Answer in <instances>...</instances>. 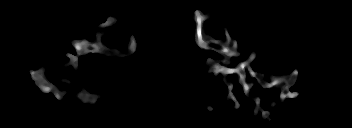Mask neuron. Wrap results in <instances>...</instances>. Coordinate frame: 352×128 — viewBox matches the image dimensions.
Returning a JSON list of instances; mask_svg holds the SVG:
<instances>
[{
  "label": "neuron",
  "instance_id": "1",
  "mask_svg": "<svg viewBox=\"0 0 352 128\" xmlns=\"http://www.w3.org/2000/svg\"><path fill=\"white\" fill-rule=\"evenodd\" d=\"M194 20L196 22V36H195V41L198 44V46L203 49V50H215L218 53L224 55L226 57V60H224V66H220L219 63H214L213 67H210L208 70V74L210 72H214V75L217 76L218 73H222L224 75V82L226 85L229 87V98H231L235 102V109L237 110V114H240V104L235 98V96L232 93V88L234 84L230 82L226 76L228 74L232 73H237L239 75V83L243 85L244 87V92L248 96L249 95V89L253 86V84H246L245 83V76L246 72L245 70L247 69L250 73L251 77L257 78L259 83L262 85L263 88H276L277 89L281 88L282 84H285V86L282 88V92L280 93V98L281 100H284L285 98H296L298 95H300V92H294L291 93L289 91V88L293 86L297 80V75H298V69H294V71L288 75V76H280V77H275L274 75L271 76L272 82L270 84L266 83L264 81V76L263 74L255 73L251 69V63L254 61L256 58V53L252 52L251 55L243 62H241L236 68H227V65L230 64V58H235L237 56H240L242 52H237V41H233L229 35L228 30L225 28V35L227 37V41L225 43H222L221 41L214 40L210 37H205L202 33L203 30V21L206 20L208 17L207 15L204 16L202 15V12L199 10L194 11ZM116 23V20L113 18H108V20L105 23H102L98 25L99 28L106 27L110 24ZM97 36V41L94 43H89L87 40H76L72 42V45L75 47V51L79 55H84L89 52H95V53H106V54H111V50L105 49L100 41L99 36L101 34H96ZM136 42L134 37L131 39V43L129 44V52L130 54H133V52L136 51ZM67 56L70 58V62L74 67H77L78 65V59L76 56L67 53ZM215 60H212L211 58L207 59V63H211ZM32 79L35 80L36 86L40 88V90L44 93H49L52 92V90L55 88L54 85L50 84L47 79H45V75L43 74V68H40L38 71H33L29 70ZM63 94H60L59 92H54V96L57 99H61ZM263 93H261L260 97L254 98L256 102V106L253 109V115L256 116L258 114V110L262 111V115L264 118L269 117V112L263 110L260 105V99L262 97ZM77 97L82 101V102H88L90 101L91 103H96V95L90 96L89 93H84V94H77Z\"/></svg>",
  "mask_w": 352,
  "mask_h": 128
}]
</instances>
